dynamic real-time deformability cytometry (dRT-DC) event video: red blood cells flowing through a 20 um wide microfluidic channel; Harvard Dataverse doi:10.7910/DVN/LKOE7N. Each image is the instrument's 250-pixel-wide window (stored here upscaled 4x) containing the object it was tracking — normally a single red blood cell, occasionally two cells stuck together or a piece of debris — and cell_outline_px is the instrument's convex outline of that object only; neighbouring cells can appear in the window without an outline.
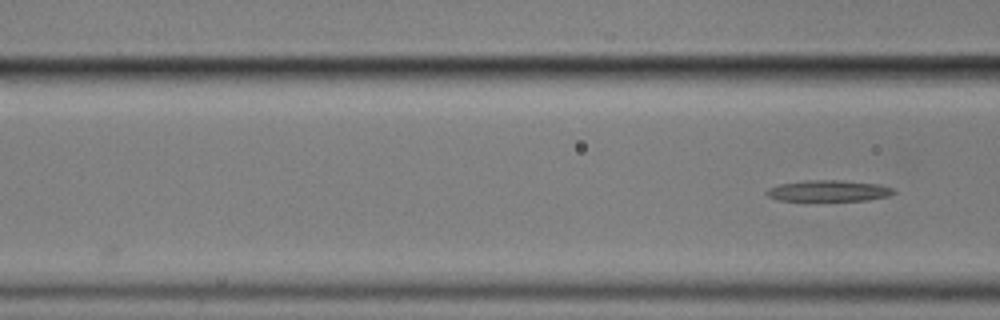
{"species": "common noctule bat (a hibernating species)", "species_latin": "Nyctalus noctula", "temperature_condition": "cold", "stored_images_in_passage": 5, "camera_frame_rate_fps": 3000, "um_per_image_px": 0.085, "animal": {"sex": "male", "body_mass_g": 17.9}, "frame": {"image": 1, "passage_image": 5, "time_ms": 4.667, "image_size_px": [1000, 320], "cell_outline_px": [[896, 192], [888, 196], [868, 200], [776, 200], [768, 196], [764, 192], [768, 188], [780, 184], [804, 180], [844, 180], [880, 184], [892, 188]], "centroid_in_image_um": [70.42, 16.21], "position_along_channel_um": 96.2, "area_um2": 15.66}}